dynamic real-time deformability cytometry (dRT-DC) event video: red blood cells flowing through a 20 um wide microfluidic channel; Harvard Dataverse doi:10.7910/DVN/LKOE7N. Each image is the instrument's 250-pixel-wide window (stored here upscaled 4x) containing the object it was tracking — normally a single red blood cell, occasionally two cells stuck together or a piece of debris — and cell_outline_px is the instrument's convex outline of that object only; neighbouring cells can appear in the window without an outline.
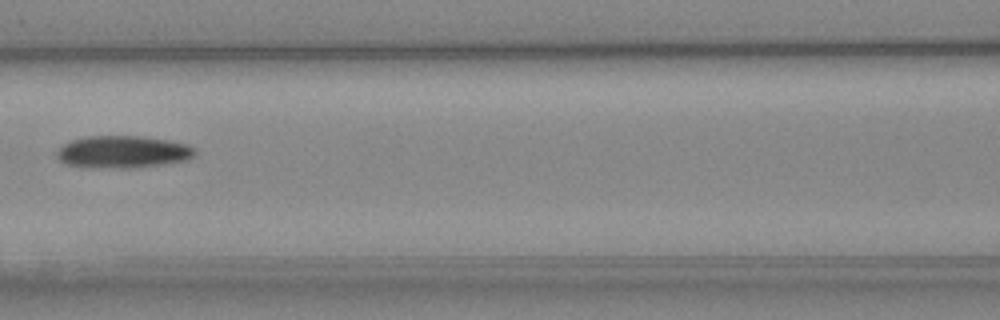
{"species": "Egyptian fruit bat (a non-hibernating species)", "species_latin": "Rousettus aegyptiacus", "temperature_condition": "cold", "stored_images_in_passage": 6, "camera_frame_rate_fps": 3000, "um_per_image_px": 0.085, "animal": {"sex": "female"}, "frame": {"image": 1, "passage_image": 6, "time_ms": 6.667, "image_size_px": [1000, 320], "cell_outline_px": [[196, 152], [188, 160], [164, 164], [128, 168], [120, 168], [68, 164], [60, 160], [56, 156], [56, 152], [64, 144], [72, 140], [88, 136], [140, 136], [188, 144], [196, 148]], "centroid_in_image_um": [10.49, 12.9], "position_along_channel_um": 156.1, "area_um2": 25.49}}